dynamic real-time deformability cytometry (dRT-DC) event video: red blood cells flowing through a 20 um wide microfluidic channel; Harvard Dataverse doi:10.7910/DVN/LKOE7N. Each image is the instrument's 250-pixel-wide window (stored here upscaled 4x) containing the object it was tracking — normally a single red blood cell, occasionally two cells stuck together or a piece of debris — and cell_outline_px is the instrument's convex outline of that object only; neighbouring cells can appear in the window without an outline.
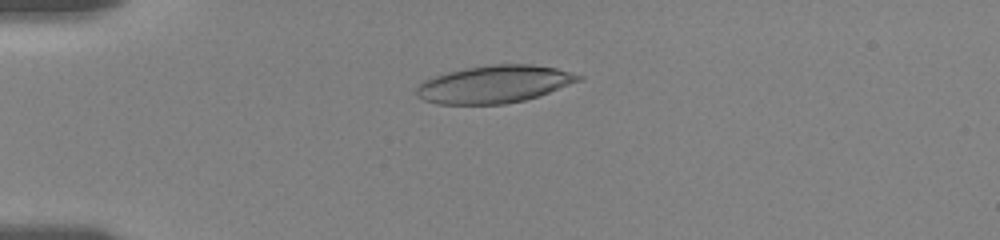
{"species": "human", "species_latin": "Homo sapiens", "temperature_condition": "room temperature", "stored_images_in_passage": 48, "camera_frame_rate_fps": 3000, "um_per_image_px": 0.085, "donor": {"sex": "female"}, "frame": {"image": 1, "passage_image": 7, "time_ms": 2.0, "image_size_px": [1000, 240], "cell_outline_px": [[584, 80], [524, 100], [504, 104], [436, 104], [424, 100], [416, 96], [416, 88], [424, 80], [448, 72], [464, 68], [492, 64], [532, 64], [556, 68], [584, 76]], "centroid_in_image_um": [42.02, 7.15], "position_along_channel_um": 43.0, "area_um2": 35.37}}
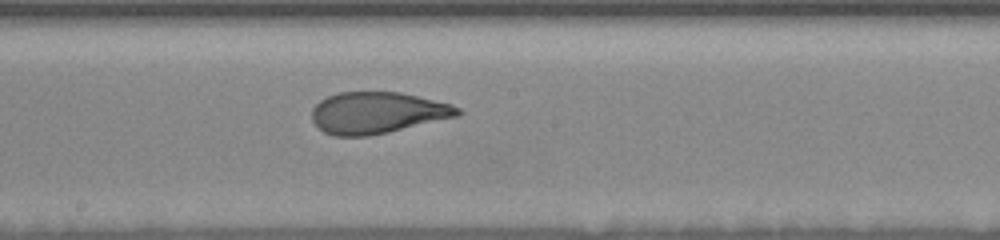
{"frame": {"image": 2, "passage_image": 24, "time_ms": 7.667, "image_size_px": [1000, 240], "cell_outline_px": [[464, 112], [460, 116], [388, 132], [368, 136], [332, 136], [324, 132], [312, 120], [312, 108], [320, 100], [328, 96], [340, 92], [400, 92], [452, 104], [460, 108]], "centroid_in_image_um": [32.1, 9.59], "position_along_channel_um": 216.1, "area_um2": 35.37}}
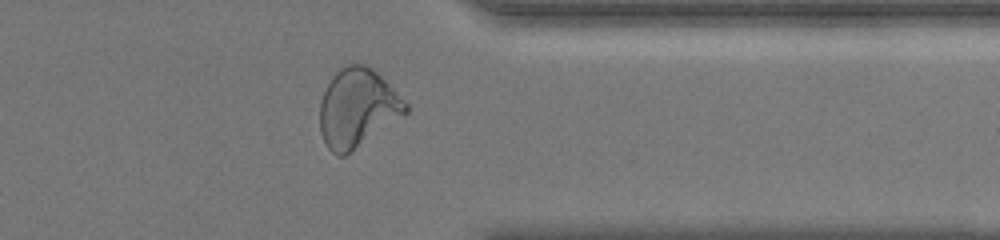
{"frame": {"image": 3, "passage_image": 38, "time_ms": 12.333, "image_size_px": [1000, 240], "cell_outline_px": [[408, 112], [344, 156], [336, 156], [328, 148], [320, 132], [320, 100], [332, 76], [340, 68], [348, 64], [364, 64], [372, 68], [408, 104]], "centroid_in_image_um": [30.36, 9.18], "position_along_channel_um": 381.0, "area_um2": 38.67}, "authors_computed_cell_mechanics": {"area_um2": 35.9805, "velocity_mm_per_s": 3.6149, "shape_relaxation_time_tau1_ms": 5.6234, "shape_relaxation_time_tau2_ms": 1.0629, "deformation_change_tau1": 0.2095, "deformation_change_tau2": 0.086}}